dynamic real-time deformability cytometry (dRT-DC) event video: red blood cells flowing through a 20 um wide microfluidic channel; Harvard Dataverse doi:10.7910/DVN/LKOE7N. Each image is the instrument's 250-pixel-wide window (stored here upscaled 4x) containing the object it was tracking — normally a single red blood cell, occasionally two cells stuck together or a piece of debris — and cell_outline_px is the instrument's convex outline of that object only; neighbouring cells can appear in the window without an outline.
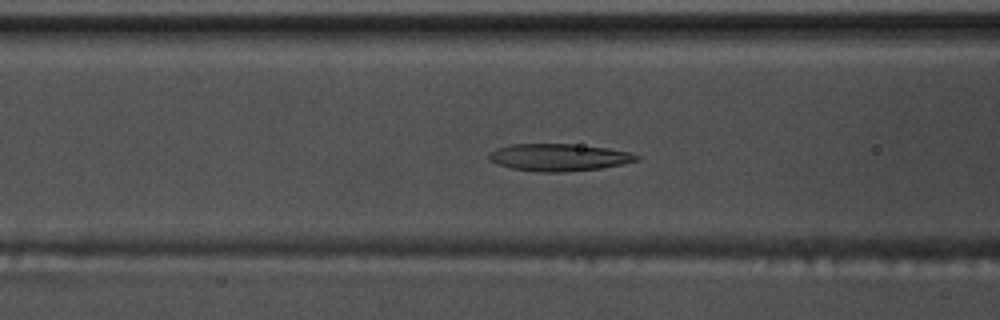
{"species": "common noctule bat (a hibernating species)", "species_latin": "Nyctalus noctula", "temperature_condition": "warm", "stored_images_in_passage": 56, "camera_frame_rate_fps": 3000, "um_per_image_px": 0.085, "animal": {"sex": "male", "body_mass_g": 17.5, "forearm_length_mm": 52.3}, "frame": {"image": 1, "passage_image": 22, "time_ms": 7.0, "image_size_px": [1000, 320], "cell_outline_px": [[640, 160], [624, 164], [600, 168], [560, 172], [540, 172], [512, 168], [488, 160], [488, 152], [496, 148], [512, 144], [572, 144], [608, 148], [632, 152], [640, 156]], "centroid_in_image_um": [47.53, 13.37], "position_along_channel_um": 119.1, "area_um2": 23.47}}
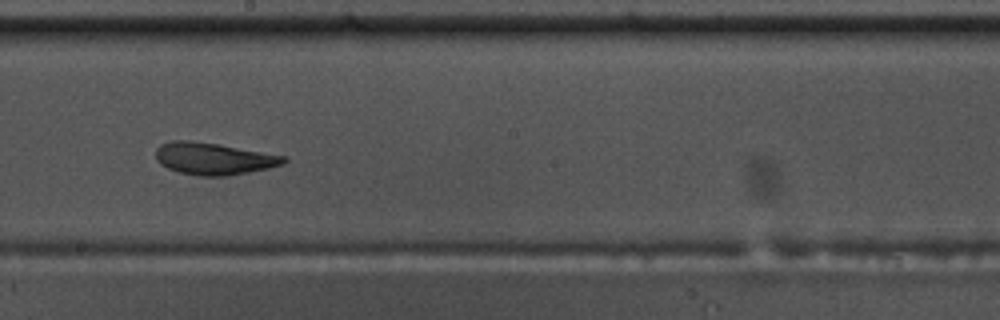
{"frame": {"image": 2, "passage_image": 31, "time_ms": 10.0, "image_size_px": [1000, 320], "cell_outline_px": [[288, 160], [284, 164], [268, 168], [228, 176], [200, 176], [180, 172], [168, 168], [160, 164], [156, 160], [156, 148], [160, 144], [172, 140], [192, 140], [220, 144], [288, 156]], "centroid_in_image_um": [18.18, 13.47], "position_along_channel_um": 230.0, "area_um2": 24.16}}
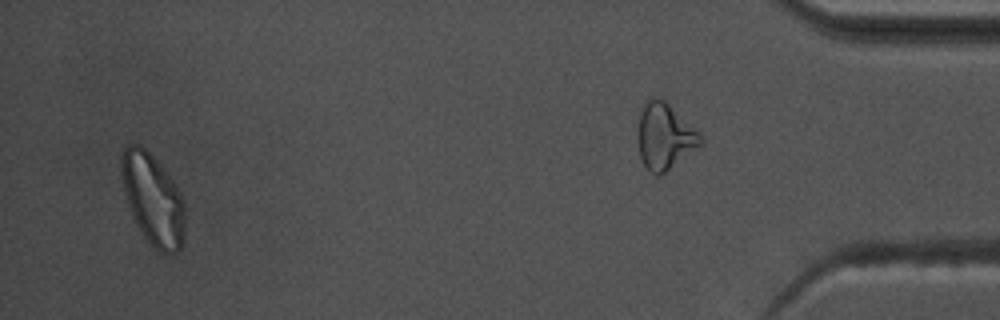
{"frame": {"image": 3, "passage_image": 53, "time_ms": 17.333, "image_size_px": [1000, 320], "cell_outline_px": [[184, 232], [180, 248], [176, 252], [160, 252], [148, 244], [136, 224], [132, 216], [124, 192], [120, 176], [120, 156], [124, 148], [128, 144], [140, 144], [164, 168], [176, 184], [184, 200]], "centroid_in_image_um": [12.97, 16.92], "position_along_channel_um": 422.2, "area_um2": 34.04}, "authors_computed_cell_mechanics": {"area_um2": 25.5187, "velocity_mm_per_s": 3.7129, "shape_relaxation_time_tau1_ms": null, "shape_relaxation_time_tau2_ms": 2.784, "deformation_change_tau1": null, "deformation_change_tau2": 0.1041}}